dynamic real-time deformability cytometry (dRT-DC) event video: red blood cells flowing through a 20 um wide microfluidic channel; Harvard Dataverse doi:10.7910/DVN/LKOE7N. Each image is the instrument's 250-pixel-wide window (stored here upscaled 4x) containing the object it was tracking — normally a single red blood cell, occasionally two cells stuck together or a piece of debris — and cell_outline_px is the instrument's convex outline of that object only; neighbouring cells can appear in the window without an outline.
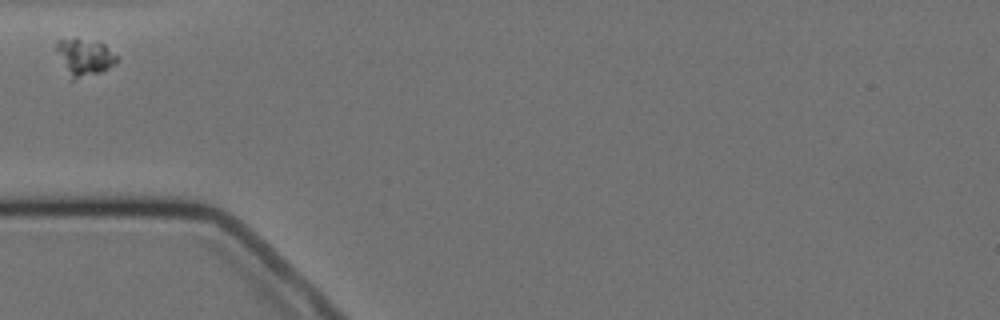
{"species": "Egyptian fruit bat (a non-hibernating species)", "species_latin": "Rousettus aegyptiacus", "temperature_condition": "cold", "stored_images_in_passage": 8, "camera_frame_rate_fps": 3000, "um_per_image_px": 0.085, "animal": {"sex": "female"}, "frame": {"image": 1, "passage_image": 1, "time_ms": 0.0, "image_size_px": [1000, 320], "cell_outline_px": [[116, 60], [108, 68], [100, 72], [72, 80], [56, 48], [56, 40], [80, 40], [104, 44], [116, 56]], "centroid_in_image_um": [7.18, 4.87], "position_along_channel_um": 77.8, "area_um2": 11.96}}
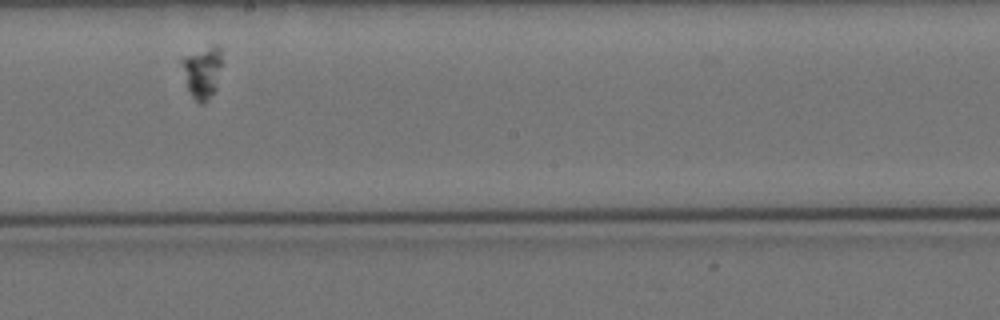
{"frame": {"image": 2, "passage_image": 5, "time_ms": 4.667, "image_size_px": [1000, 320], "cell_outline_px": [[220, 64], [216, 88], [204, 104], [200, 104], [192, 96], [188, 88], [180, 60], [212, 44], [216, 44], [220, 48]], "centroid_in_image_um": [17.2, 6.14], "position_along_channel_um": 231.0, "area_um2": 11.62}}
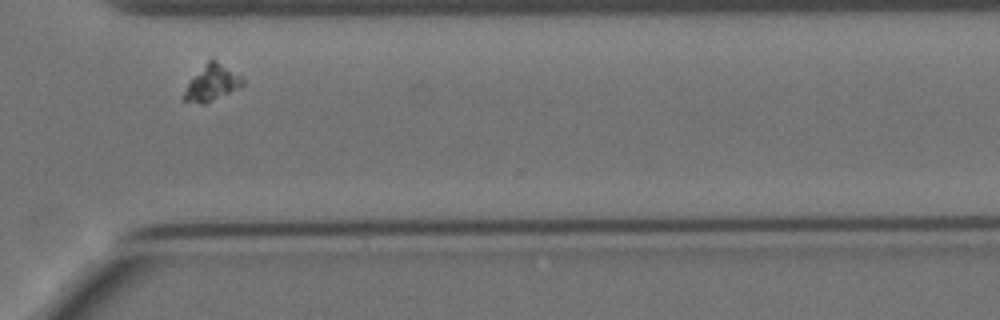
{"frame": {"image": 3, "passage_image": 8, "time_ms": 8.333, "image_size_px": [1000, 320], "cell_outline_px": [[244, 84], [240, 88], [204, 104], [200, 104], [184, 100], [180, 96], [188, 84], [208, 60], [212, 56], [240, 76], [244, 80]], "centroid_in_image_um": [18.01, 7.05], "position_along_channel_um": 352.6, "area_um2": 12.2}}